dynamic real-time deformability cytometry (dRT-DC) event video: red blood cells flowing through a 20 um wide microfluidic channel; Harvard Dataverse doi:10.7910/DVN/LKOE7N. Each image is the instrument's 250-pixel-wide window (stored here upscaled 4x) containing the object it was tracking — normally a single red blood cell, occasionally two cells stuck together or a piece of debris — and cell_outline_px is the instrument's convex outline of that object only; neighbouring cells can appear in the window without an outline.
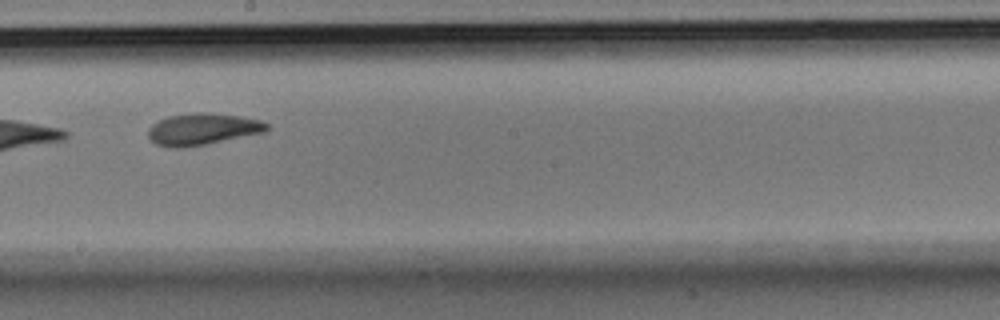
{"species": "Egyptian fruit bat (a non-hibernating species)", "species_latin": "Rousettus aegyptiacus", "temperature_condition": "room temperature", "stored_images_in_passage": 11, "camera_frame_rate_fps": 3000, "um_per_image_px": 0.085, "animal": {"sex": "male"}, "frame": {"image": 1, "passage_image": 5, "time_ms": 1.333, "image_size_px": [1000, 320], "cell_outline_px": [[268, 128], [264, 132], [204, 144], [180, 148], [176, 148], [156, 144], [148, 136], [148, 128], [152, 124], [168, 116], [196, 112], [208, 112], [240, 116], [260, 120], [268, 124]], "centroid_in_image_um": [17.19, 10.96], "position_along_channel_um": 231.0, "area_um2": 21.62}}
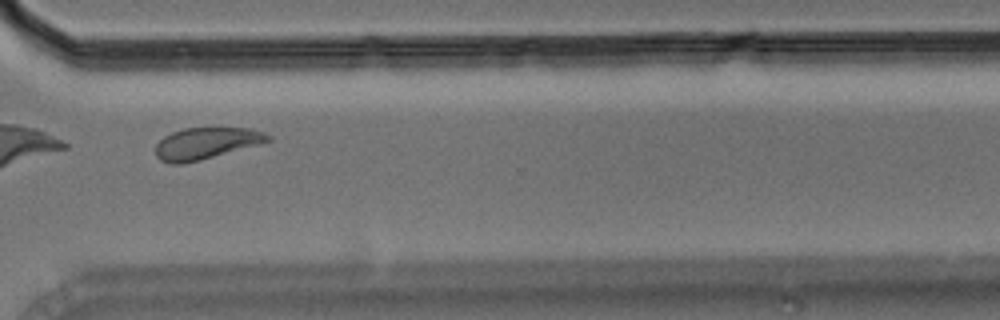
{"frame": {"image": 2, "passage_image": 8, "time_ms": 2.333, "image_size_px": [1000, 320], "cell_outline_px": [[272, 140], [260, 144], [200, 160], [184, 164], [172, 164], [160, 160], [156, 156], [156, 144], [164, 136], [172, 132], [184, 128], [248, 128], [264, 132], [272, 136]], "centroid_in_image_um": [17.52, 12.18], "position_along_channel_um": 353.1, "area_um2": 20.69}}